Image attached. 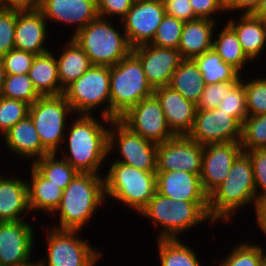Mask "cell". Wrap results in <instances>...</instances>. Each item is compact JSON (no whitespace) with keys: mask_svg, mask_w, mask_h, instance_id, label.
<instances>
[{"mask_svg":"<svg viewBox=\"0 0 266 266\" xmlns=\"http://www.w3.org/2000/svg\"><path fill=\"white\" fill-rule=\"evenodd\" d=\"M156 241L160 266H202L195 249L180 238Z\"/></svg>","mask_w":266,"mask_h":266,"instance_id":"33","label":"cell"},{"mask_svg":"<svg viewBox=\"0 0 266 266\" xmlns=\"http://www.w3.org/2000/svg\"><path fill=\"white\" fill-rule=\"evenodd\" d=\"M188 136L200 145L240 142L242 124L219 107L196 110L194 125Z\"/></svg>","mask_w":266,"mask_h":266,"instance_id":"13","label":"cell"},{"mask_svg":"<svg viewBox=\"0 0 266 266\" xmlns=\"http://www.w3.org/2000/svg\"><path fill=\"white\" fill-rule=\"evenodd\" d=\"M135 0H96L98 16L121 21L133 6ZM109 17V18H108ZM116 17V18H115Z\"/></svg>","mask_w":266,"mask_h":266,"instance_id":"45","label":"cell"},{"mask_svg":"<svg viewBox=\"0 0 266 266\" xmlns=\"http://www.w3.org/2000/svg\"><path fill=\"white\" fill-rule=\"evenodd\" d=\"M17 21V9L0 8V56L15 49L14 32Z\"/></svg>","mask_w":266,"mask_h":266,"instance_id":"42","label":"cell"},{"mask_svg":"<svg viewBox=\"0 0 266 266\" xmlns=\"http://www.w3.org/2000/svg\"><path fill=\"white\" fill-rule=\"evenodd\" d=\"M132 53L140 60L153 89L168 86L183 60L178 49L157 47L150 43L132 48Z\"/></svg>","mask_w":266,"mask_h":266,"instance_id":"17","label":"cell"},{"mask_svg":"<svg viewBox=\"0 0 266 266\" xmlns=\"http://www.w3.org/2000/svg\"><path fill=\"white\" fill-rule=\"evenodd\" d=\"M139 214L150 219L154 228L160 226L156 239L181 238L199 224H215L208 214V201H174L157 191Z\"/></svg>","mask_w":266,"mask_h":266,"instance_id":"4","label":"cell"},{"mask_svg":"<svg viewBox=\"0 0 266 266\" xmlns=\"http://www.w3.org/2000/svg\"><path fill=\"white\" fill-rule=\"evenodd\" d=\"M217 21L209 19H195L185 21L181 33L178 50L183 59H194L212 49L214 31Z\"/></svg>","mask_w":266,"mask_h":266,"instance_id":"25","label":"cell"},{"mask_svg":"<svg viewBox=\"0 0 266 266\" xmlns=\"http://www.w3.org/2000/svg\"><path fill=\"white\" fill-rule=\"evenodd\" d=\"M257 202L253 167L249 156L242 152L232 164L226 179L208 195V214L214 221L231 223L234 214ZM236 212V213H235Z\"/></svg>","mask_w":266,"mask_h":266,"instance_id":"3","label":"cell"},{"mask_svg":"<svg viewBox=\"0 0 266 266\" xmlns=\"http://www.w3.org/2000/svg\"><path fill=\"white\" fill-rule=\"evenodd\" d=\"M194 61L202 73L205 85L232 82L242 75L232 65L225 63L213 48L202 55L196 56Z\"/></svg>","mask_w":266,"mask_h":266,"instance_id":"32","label":"cell"},{"mask_svg":"<svg viewBox=\"0 0 266 266\" xmlns=\"http://www.w3.org/2000/svg\"><path fill=\"white\" fill-rule=\"evenodd\" d=\"M38 10L48 24L74 25L71 37L98 17L96 0H39Z\"/></svg>","mask_w":266,"mask_h":266,"instance_id":"19","label":"cell"},{"mask_svg":"<svg viewBox=\"0 0 266 266\" xmlns=\"http://www.w3.org/2000/svg\"><path fill=\"white\" fill-rule=\"evenodd\" d=\"M31 182L28 184L29 207L32 212L52 215L59 207L63 189L43 177L32 165L29 166Z\"/></svg>","mask_w":266,"mask_h":266,"instance_id":"27","label":"cell"},{"mask_svg":"<svg viewBox=\"0 0 266 266\" xmlns=\"http://www.w3.org/2000/svg\"><path fill=\"white\" fill-rule=\"evenodd\" d=\"M27 180L0 174V222L25 220L26 213H31Z\"/></svg>","mask_w":266,"mask_h":266,"instance_id":"24","label":"cell"},{"mask_svg":"<svg viewBox=\"0 0 266 266\" xmlns=\"http://www.w3.org/2000/svg\"><path fill=\"white\" fill-rule=\"evenodd\" d=\"M32 166L43 177L58 185L63 190L79 173L65 159L60 157L59 153H49L35 161Z\"/></svg>","mask_w":266,"mask_h":266,"instance_id":"34","label":"cell"},{"mask_svg":"<svg viewBox=\"0 0 266 266\" xmlns=\"http://www.w3.org/2000/svg\"><path fill=\"white\" fill-rule=\"evenodd\" d=\"M35 232L31 222H0V266H36L32 261Z\"/></svg>","mask_w":266,"mask_h":266,"instance_id":"14","label":"cell"},{"mask_svg":"<svg viewBox=\"0 0 266 266\" xmlns=\"http://www.w3.org/2000/svg\"><path fill=\"white\" fill-rule=\"evenodd\" d=\"M166 15L185 21L197 19L189 0H162Z\"/></svg>","mask_w":266,"mask_h":266,"instance_id":"48","label":"cell"},{"mask_svg":"<svg viewBox=\"0 0 266 266\" xmlns=\"http://www.w3.org/2000/svg\"><path fill=\"white\" fill-rule=\"evenodd\" d=\"M225 95V82L205 85L197 109L208 110L217 108Z\"/></svg>","mask_w":266,"mask_h":266,"instance_id":"47","label":"cell"},{"mask_svg":"<svg viewBox=\"0 0 266 266\" xmlns=\"http://www.w3.org/2000/svg\"><path fill=\"white\" fill-rule=\"evenodd\" d=\"M3 142L7 146V151L20 159L31 160L32 165L35 161L50 152L42 145L39 134L35 129L30 116L17 122L3 136Z\"/></svg>","mask_w":266,"mask_h":266,"instance_id":"23","label":"cell"},{"mask_svg":"<svg viewBox=\"0 0 266 266\" xmlns=\"http://www.w3.org/2000/svg\"><path fill=\"white\" fill-rule=\"evenodd\" d=\"M39 0H0V8L33 10L38 9Z\"/></svg>","mask_w":266,"mask_h":266,"instance_id":"50","label":"cell"},{"mask_svg":"<svg viewBox=\"0 0 266 266\" xmlns=\"http://www.w3.org/2000/svg\"><path fill=\"white\" fill-rule=\"evenodd\" d=\"M5 76H6V73H5V70H4L3 61H2V57L0 56V95H1V92H2V89H3Z\"/></svg>","mask_w":266,"mask_h":266,"instance_id":"53","label":"cell"},{"mask_svg":"<svg viewBox=\"0 0 266 266\" xmlns=\"http://www.w3.org/2000/svg\"><path fill=\"white\" fill-rule=\"evenodd\" d=\"M261 0H225V9L227 12H238L240 14H254Z\"/></svg>","mask_w":266,"mask_h":266,"instance_id":"49","label":"cell"},{"mask_svg":"<svg viewBox=\"0 0 266 266\" xmlns=\"http://www.w3.org/2000/svg\"><path fill=\"white\" fill-rule=\"evenodd\" d=\"M243 152L249 156L252 162L257 199L266 196V148Z\"/></svg>","mask_w":266,"mask_h":266,"instance_id":"44","label":"cell"},{"mask_svg":"<svg viewBox=\"0 0 266 266\" xmlns=\"http://www.w3.org/2000/svg\"><path fill=\"white\" fill-rule=\"evenodd\" d=\"M260 266H266V249H265V251L263 253V258H262Z\"/></svg>","mask_w":266,"mask_h":266,"instance_id":"54","label":"cell"},{"mask_svg":"<svg viewBox=\"0 0 266 266\" xmlns=\"http://www.w3.org/2000/svg\"><path fill=\"white\" fill-rule=\"evenodd\" d=\"M240 143L243 151L266 148V114L246 117Z\"/></svg>","mask_w":266,"mask_h":266,"instance_id":"37","label":"cell"},{"mask_svg":"<svg viewBox=\"0 0 266 266\" xmlns=\"http://www.w3.org/2000/svg\"><path fill=\"white\" fill-rule=\"evenodd\" d=\"M165 115V120L175 136L188 135L194 125L197 105L187 100L169 86L154 89Z\"/></svg>","mask_w":266,"mask_h":266,"instance_id":"21","label":"cell"},{"mask_svg":"<svg viewBox=\"0 0 266 266\" xmlns=\"http://www.w3.org/2000/svg\"><path fill=\"white\" fill-rule=\"evenodd\" d=\"M116 151L118 156L113 161L156 172L157 144L131 131L119 119L111 121L108 132V156Z\"/></svg>","mask_w":266,"mask_h":266,"instance_id":"11","label":"cell"},{"mask_svg":"<svg viewBox=\"0 0 266 266\" xmlns=\"http://www.w3.org/2000/svg\"><path fill=\"white\" fill-rule=\"evenodd\" d=\"M255 222L257 227L261 230V232L266 237V196H262L257 199L256 206H255Z\"/></svg>","mask_w":266,"mask_h":266,"instance_id":"51","label":"cell"},{"mask_svg":"<svg viewBox=\"0 0 266 266\" xmlns=\"http://www.w3.org/2000/svg\"><path fill=\"white\" fill-rule=\"evenodd\" d=\"M156 191L174 201H208L198 174L175 171H156Z\"/></svg>","mask_w":266,"mask_h":266,"instance_id":"22","label":"cell"},{"mask_svg":"<svg viewBox=\"0 0 266 266\" xmlns=\"http://www.w3.org/2000/svg\"><path fill=\"white\" fill-rule=\"evenodd\" d=\"M119 120L131 131L156 144L175 136L166 123L161 103L155 95L142 99Z\"/></svg>","mask_w":266,"mask_h":266,"instance_id":"12","label":"cell"},{"mask_svg":"<svg viewBox=\"0 0 266 266\" xmlns=\"http://www.w3.org/2000/svg\"><path fill=\"white\" fill-rule=\"evenodd\" d=\"M246 78H242V83L245 85L248 116L266 114V76Z\"/></svg>","mask_w":266,"mask_h":266,"instance_id":"39","label":"cell"},{"mask_svg":"<svg viewBox=\"0 0 266 266\" xmlns=\"http://www.w3.org/2000/svg\"><path fill=\"white\" fill-rule=\"evenodd\" d=\"M107 170L104 175L106 200L114 199L139 215L156 192V172L142 171L116 161L111 162Z\"/></svg>","mask_w":266,"mask_h":266,"instance_id":"6","label":"cell"},{"mask_svg":"<svg viewBox=\"0 0 266 266\" xmlns=\"http://www.w3.org/2000/svg\"><path fill=\"white\" fill-rule=\"evenodd\" d=\"M35 54L18 49H12L2 56L6 74H28Z\"/></svg>","mask_w":266,"mask_h":266,"instance_id":"43","label":"cell"},{"mask_svg":"<svg viewBox=\"0 0 266 266\" xmlns=\"http://www.w3.org/2000/svg\"><path fill=\"white\" fill-rule=\"evenodd\" d=\"M241 75L237 80L225 82V95L219 103V108L234 116L241 124L248 116L246 106L245 85Z\"/></svg>","mask_w":266,"mask_h":266,"instance_id":"35","label":"cell"},{"mask_svg":"<svg viewBox=\"0 0 266 266\" xmlns=\"http://www.w3.org/2000/svg\"><path fill=\"white\" fill-rule=\"evenodd\" d=\"M0 96L22 100L30 105L40 97L28 74H6Z\"/></svg>","mask_w":266,"mask_h":266,"instance_id":"36","label":"cell"},{"mask_svg":"<svg viewBox=\"0 0 266 266\" xmlns=\"http://www.w3.org/2000/svg\"><path fill=\"white\" fill-rule=\"evenodd\" d=\"M55 55H58L56 56L58 76L63 89L77 80L92 66L89 57L72 37L59 48V52Z\"/></svg>","mask_w":266,"mask_h":266,"instance_id":"29","label":"cell"},{"mask_svg":"<svg viewBox=\"0 0 266 266\" xmlns=\"http://www.w3.org/2000/svg\"><path fill=\"white\" fill-rule=\"evenodd\" d=\"M30 104L0 96V135L29 115Z\"/></svg>","mask_w":266,"mask_h":266,"instance_id":"41","label":"cell"},{"mask_svg":"<svg viewBox=\"0 0 266 266\" xmlns=\"http://www.w3.org/2000/svg\"><path fill=\"white\" fill-rule=\"evenodd\" d=\"M113 22L98 16L72 36L92 65L114 66L132 52L124 30Z\"/></svg>","mask_w":266,"mask_h":266,"instance_id":"5","label":"cell"},{"mask_svg":"<svg viewBox=\"0 0 266 266\" xmlns=\"http://www.w3.org/2000/svg\"><path fill=\"white\" fill-rule=\"evenodd\" d=\"M165 15L162 0H135L120 21L130 46L134 48L151 43Z\"/></svg>","mask_w":266,"mask_h":266,"instance_id":"15","label":"cell"},{"mask_svg":"<svg viewBox=\"0 0 266 266\" xmlns=\"http://www.w3.org/2000/svg\"><path fill=\"white\" fill-rule=\"evenodd\" d=\"M254 15L266 22V0H261Z\"/></svg>","mask_w":266,"mask_h":266,"instance_id":"52","label":"cell"},{"mask_svg":"<svg viewBox=\"0 0 266 266\" xmlns=\"http://www.w3.org/2000/svg\"><path fill=\"white\" fill-rule=\"evenodd\" d=\"M29 116L39 134L42 145L50 153H59L68 122L76 116L65 96L63 94L40 96L30 105Z\"/></svg>","mask_w":266,"mask_h":266,"instance_id":"10","label":"cell"},{"mask_svg":"<svg viewBox=\"0 0 266 266\" xmlns=\"http://www.w3.org/2000/svg\"><path fill=\"white\" fill-rule=\"evenodd\" d=\"M226 253V258L220 261V266H260L264 248L257 243L239 242L237 246Z\"/></svg>","mask_w":266,"mask_h":266,"instance_id":"38","label":"cell"},{"mask_svg":"<svg viewBox=\"0 0 266 266\" xmlns=\"http://www.w3.org/2000/svg\"><path fill=\"white\" fill-rule=\"evenodd\" d=\"M227 23L235 30L246 56L257 61L266 49V22L254 14H241L237 21L231 17Z\"/></svg>","mask_w":266,"mask_h":266,"instance_id":"26","label":"cell"},{"mask_svg":"<svg viewBox=\"0 0 266 266\" xmlns=\"http://www.w3.org/2000/svg\"><path fill=\"white\" fill-rule=\"evenodd\" d=\"M28 75L40 96L63 94L64 89L61 87L58 76L56 55L52 53V48L44 54L35 56Z\"/></svg>","mask_w":266,"mask_h":266,"instance_id":"28","label":"cell"},{"mask_svg":"<svg viewBox=\"0 0 266 266\" xmlns=\"http://www.w3.org/2000/svg\"><path fill=\"white\" fill-rule=\"evenodd\" d=\"M38 9L17 10L14 32L15 49L44 54L50 49L45 42L48 37V22ZM47 45V48H46Z\"/></svg>","mask_w":266,"mask_h":266,"instance_id":"20","label":"cell"},{"mask_svg":"<svg viewBox=\"0 0 266 266\" xmlns=\"http://www.w3.org/2000/svg\"><path fill=\"white\" fill-rule=\"evenodd\" d=\"M203 151L204 146L188 135L174 136L157 144L156 171L183 170L200 176Z\"/></svg>","mask_w":266,"mask_h":266,"instance_id":"16","label":"cell"},{"mask_svg":"<svg viewBox=\"0 0 266 266\" xmlns=\"http://www.w3.org/2000/svg\"><path fill=\"white\" fill-rule=\"evenodd\" d=\"M100 119L93 115H76L67 125L61 157L79 173L100 175L105 167L103 163L109 158L108 132L112 120L103 116Z\"/></svg>","mask_w":266,"mask_h":266,"instance_id":"1","label":"cell"},{"mask_svg":"<svg viewBox=\"0 0 266 266\" xmlns=\"http://www.w3.org/2000/svg\"><path fill=\"white\" fill-rule=\"evenodd\" d=\"M212 48L221 59L236 68L241 74L243 69L252 62L245 54L235 30L225 22L219 33L214 31ZM249 63V64H248Z\"/></svg>","mask_w":266,"mask_h":266,"instance_id":"31","label":"cell"},{"mask_svg":"<svg viewBox=\"0 0 266 266\" xmlns=\"http://www.w3.org/2000/svg\"><path fill=\"white\" fill-rule=\"evenodd\" d=\"M243 152L240 142L207 144L201 164V184L209 195L229 174L235 159Z\"/></svg>","mask_w":266,"mask_h":266,"instance_id":"18","label":"cell"},{"mask_svg":"<svg viewBox=\"0 0 266 266\" xmlns=\"http://www.w3.org/2000/svg\"><path fill=\"white\" fill-rule=\"evenodd\" d=\"M81 230L49 228L46 231V251L36 266H95L103 256L98 247L81 236ZM80 234V235H79ZM39 260V261H38Z\"/></svg>","mask_w":266,"mask_h":266,"instance_id":"9","label":"cell"},{"mask_svg":"<svg viewBox=\"0 0 266 266\" xmlns=\"http://www.w3.org/2000/svg\"><path fill=\"white\" fill-rule=\"evenodd\" d=\"M194 15L199 19H209L216 21L215 14L226 12L225 0H189Z\"/></svg>","mask_w":266,"mask_h":266,"instance_id":"46","label":"cell"},{"mask_svg":"<svg viewBox=\"0 0 266 266\" xmlns=\"http://www.w3.org/2000/svg\"><path fill=\"white\" fill-rule=\"evenodd\" d=\"M183 26V20L165 15L150 44L162 48L178 49Z\"/></svg>","mask_w":266,"mask_h":266,"instance_id":"40","label":"cell"},{"mask_svg":"<svg viewBox=\"0 0 266 266\" xmlns=\"http://www.w3.org/2000/svg\"><path fill=\"white\" fill-rule=\"evenodd\" d=\"M104 202L108 203L103 175L78 173L63 190L60 205L52 214L59 222L51 226L82 231Z\"/></svg>","mask_w":266,"mask_h":266,"instance_id":"2","label":"cell"},{"mask_svg":"<svg viewBox=\"0 0 266 266\" xmlns=\"http://www.w3.org/2000/svg\"><path fill=\"white\" fill-rule=\"evenodd\" d=\"M168 86L197 105L204 91L205 82L194 59L181 61Z\"/></svg>","mask_w":266,"mask_h":266,"instance_id":"30","label":"cell"},{"mask_svg":"<svg viewBox=\"0 0 266 266\" xmlns=\"http://www.w3.org/2000/svg\"><path fill=\"white\" fill-rule=\"evenodd\" d=\"M154 95L140 60L131 52L110 66L111 120L119 119L142 99Z\"/></svg>","mask_w":266,"mask_h":266,"instance_id":"7","label":"cell"},{"mask_svg":"<svg viewBox=\"0 0 266 266\" xmlns=\"http://www.w3.org/2000/svg\"><path fill=\"white\" fill-rule=\"evenodd\" d=\"M63 95L75 115H93L100 107L99 116L111 120L110 66L92 65L64 89Z\"/></svg>","mask_w":266,"mask_h":266,"instance_id":"8","label":"cell"}]
</instances>
